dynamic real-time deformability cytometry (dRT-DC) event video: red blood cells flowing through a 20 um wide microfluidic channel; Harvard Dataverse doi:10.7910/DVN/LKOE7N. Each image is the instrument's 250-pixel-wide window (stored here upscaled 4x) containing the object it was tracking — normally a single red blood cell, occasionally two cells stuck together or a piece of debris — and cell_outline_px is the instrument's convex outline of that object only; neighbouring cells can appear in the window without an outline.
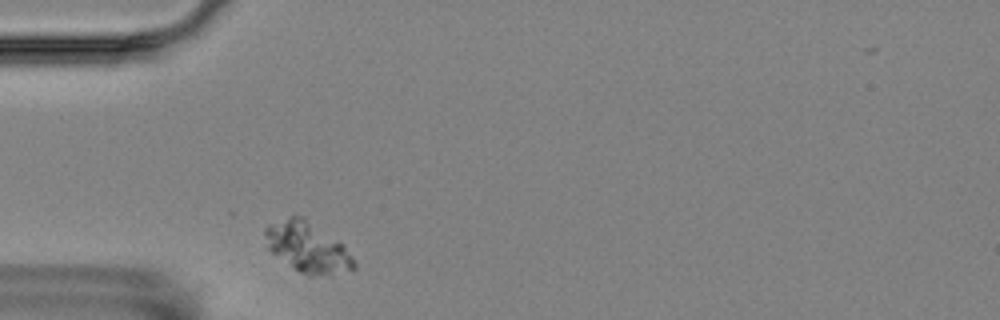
{"species": "Egyptian fruit bat (a non-hibernating species)", "species_latin": "Rousettus aegyptiacus", "temperature_condition": "room temperature", "stored_images_in_passage": 1, "camera_frame_rate_fps": 3000, "um_per_image_px": 0.085, "animal": {"sex": "female"}, "frame": {"image": 1, "passage_image": 1, "time_ms": 0.0, "image_size_px": [1000, 320], "cell_outline_px": [[356, 268], [332, 276], [308, 276], [300, 272], [272, 252], [268, 248], [264, 232], [264, 228], [268, 224], [288, 216], [304, 216], [340, 244], [352, 256], [356, 264]], "centroid_in_image_um": [26.13, 21.03], "position_along_channel_um": 58.9, "area_um2": 25.72}}